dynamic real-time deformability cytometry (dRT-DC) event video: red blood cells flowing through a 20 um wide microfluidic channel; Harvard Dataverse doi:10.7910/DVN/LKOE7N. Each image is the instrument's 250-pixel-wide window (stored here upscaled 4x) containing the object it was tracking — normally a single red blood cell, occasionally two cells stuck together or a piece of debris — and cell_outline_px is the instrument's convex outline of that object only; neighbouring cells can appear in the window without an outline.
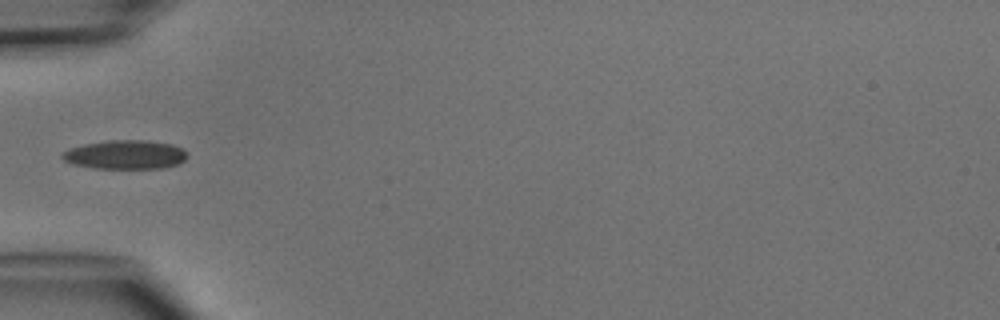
{"species": "common noctule bat (a hibernating species)", "species_latin": "Nyctalus noctula", "temperature_condition": "cold", "stored_images_in_passage": 4, "camera_frame_rate_fps": 3000, "um_per_image_px": 0.085, "animal": {"sex": "male", "body_mass_g": 15.6}, "frame": {"image": 1, "passage_image": 4, "time_ms": 3.667, "image_size_px": [1000, 320], "cell_outline_px": [[188, 152], [184, 160], [176, 164], [164, 168], [92, 168], [72, 164], [64, 160], [60, 156], [60, 152], [68, 148], [84, 144], [108, 140], [148, 140], [172, 144]], "centroid_in_image_um": [10.6, 13.14], "position_along_channel_um": 74.4, "area_um2": 21.21}}